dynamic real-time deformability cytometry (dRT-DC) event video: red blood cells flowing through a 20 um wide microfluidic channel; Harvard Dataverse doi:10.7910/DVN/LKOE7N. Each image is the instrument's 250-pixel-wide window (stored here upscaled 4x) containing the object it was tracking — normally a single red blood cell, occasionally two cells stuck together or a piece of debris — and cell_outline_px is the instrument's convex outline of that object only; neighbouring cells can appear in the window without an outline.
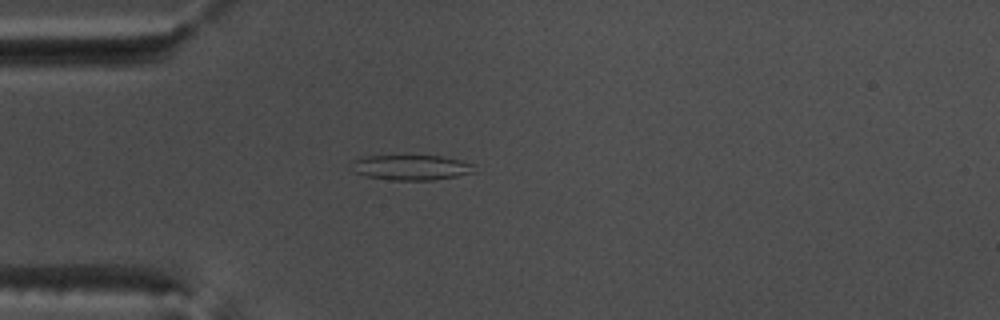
{"species": "common noctule bat (a hibernating species)", "species_latin": "Nyctalus noctula", "temperature_condition": "warm", "stored_images_in_passage": 44, "camera_frame_rate_fps": 3000, "um_per_image_px": 0.085, "animal": {"sex": "male", "body_mass_g": 17.5, "forearm_length_mm": 52.3}, "frame": {"image": 1, "passage_image": 6, "time_ms": 1.667, "image_size_px": [1000, 320], "cell_outline_px": [[476, 164], [472, 172], [456, 176], [432, 180], [388, 180], [368, 176], [356, 172], [352, 160], [368, 156], [440, 156], [460, 160]], "centroid_in_image_um": [34.99, 14.23], "position_along_channel_um": 50.0, "area_um2": 17.69}}
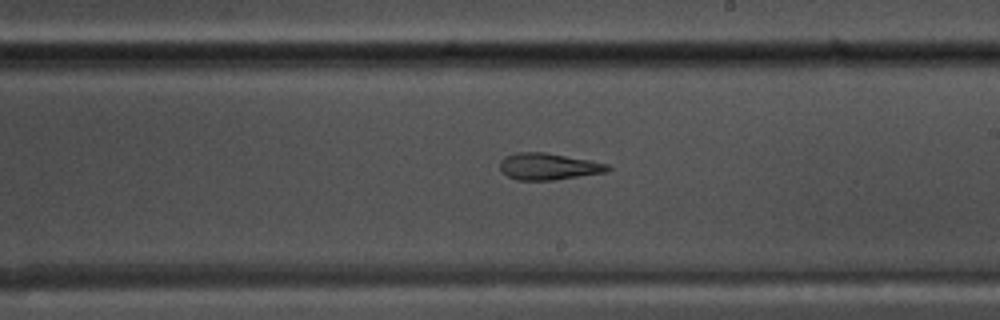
{"frame": {"image": 2, "passage_image": 22, "time_ms": 7.0, "image_size_px": [1000, 320], "cell_outline_px": [[612, 168], [604, 172], [556, 180], [516, 180], [508, 176], [500, 168], [500, 160], [504, 156], [516, 152], [544, 152], [592, 160], [608, 164]], "centroid_in_image_um": [46.61, 14.14], "position_along_channel_um": 242.4, "area_um2": 16.82}}
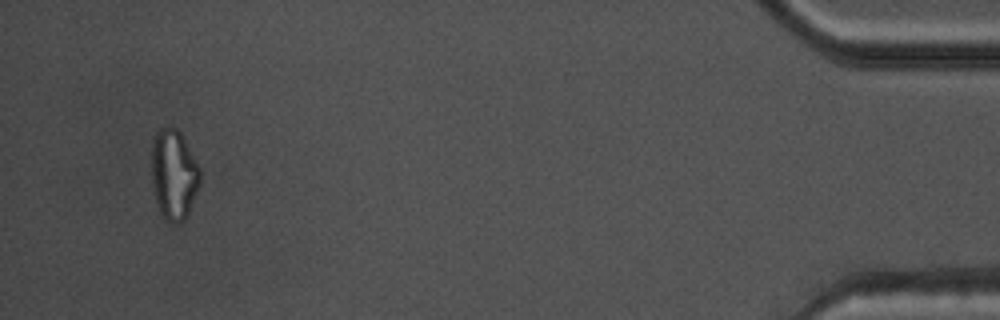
{"frame": {"image": 3, "passage_image": 42, "time_ms": 13.667, "image_size_px": [1000, 320], "cell_outline_px": [[200, 184], [188, 212], [184, 220], [180, 224], [176, 224], [168, 220], [160, 212], [156, 200], [152, 184], [152, 140], [156, 132], [160, 128], [172, 124], [180, 132], [200, 168]], "centroid_in_image_um": [14.77, 14.79], "position_along_channel_um": 420.4, "area_um2": 25.43}, "authors_computed_cell_mechanics": {"area_um2": 18.207, "velocity_mm_per_s": 3.8269, "shape_relaxation_time_tau1_ms": null, "shape_relaxation_time_tau2_ms": 3.1801, "deformation_change_tau1": null, "deformation_change_tau2": 0.1421}}